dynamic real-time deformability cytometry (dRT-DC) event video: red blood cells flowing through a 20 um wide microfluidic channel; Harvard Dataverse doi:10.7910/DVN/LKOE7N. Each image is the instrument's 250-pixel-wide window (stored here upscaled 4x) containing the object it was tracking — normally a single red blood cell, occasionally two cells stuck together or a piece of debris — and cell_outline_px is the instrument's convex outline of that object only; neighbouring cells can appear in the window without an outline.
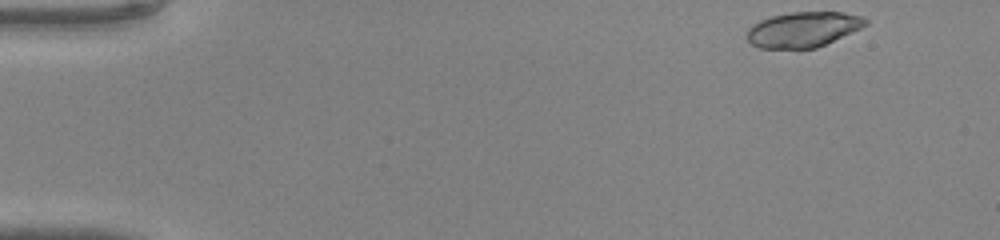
{"species": "common noctule bat (a hibernating species)", "species_latin": "Nyctalus noctula", "temperature_condition": "warm", "stored_images_in_passage": 43, "camera_frame_rate_fps": 3000, "um_per_image_px": 0.085, "animal": {"sex": "male", "body_mass_g": 20.0, "forearm_length_mm": 53.3}, "frame": {"image": 1, "passage_image": 1, "time_ms": 0.0, "image_size_px": [1000, 240], "cell_outline_px": [[868, 24], [860, 28], [816, 48], [760, 48], [752, 44], [748, 40], [748, 28], [752, 24], [760, 20], [772, 16], [792, 12], [844, 12], [860, 16], [868, 20]], "centroid_in_image_um": [68.26, 2.49], "position_along_channel_um": 16.7, "area_um2": 24.1}}
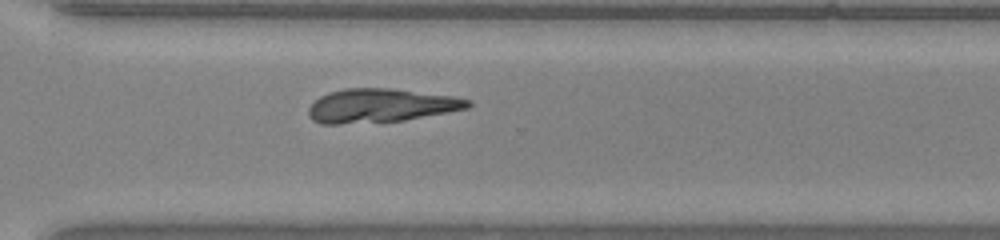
{"frame": {"image": 2, "passage_image": 31, "time_ms": 10.0, "image_size_px": [1000, 240], "cell_outline_px": [[472, 104], [468, 108], [448, 112], [404, 120], [340, 124], [320, 124], [312, 120], [308, 116], [308, 108], [320, 96], [328, 92], [344, 88], [392, 88], [452, 96], [472, 100]], "centroid_in_image_um": [32.34, 8.97], "position_along_channel_um": 338.3, "area_um2": 31.39}}
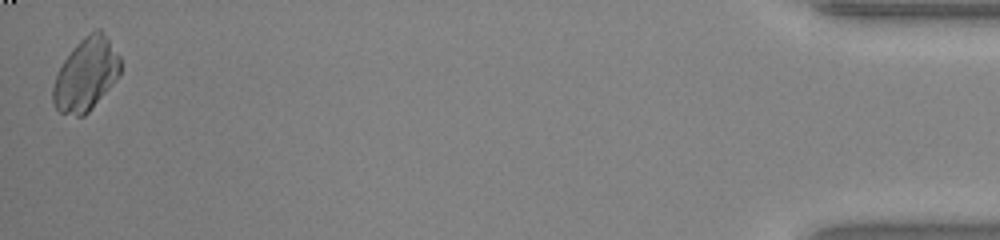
{"frame": {"image": 3, "passage_image": 43, "time_ms": 14.0, "image_size_px": [1000, 240], "cell_outline_px": [[120, 76], [92, 108], [84, 116], [76, 116], [60, 112], [56, 108], [52, 100], [52, 88], [56, 76], [64, 60], [72, 48], [84, 36], [96, 28], [100, 28], [108, 36], [120, 56]], "centroid_in_image_um": [7.33, 6.31], "position_along_channel_um": 427.9, "area_um2": 28.67}}